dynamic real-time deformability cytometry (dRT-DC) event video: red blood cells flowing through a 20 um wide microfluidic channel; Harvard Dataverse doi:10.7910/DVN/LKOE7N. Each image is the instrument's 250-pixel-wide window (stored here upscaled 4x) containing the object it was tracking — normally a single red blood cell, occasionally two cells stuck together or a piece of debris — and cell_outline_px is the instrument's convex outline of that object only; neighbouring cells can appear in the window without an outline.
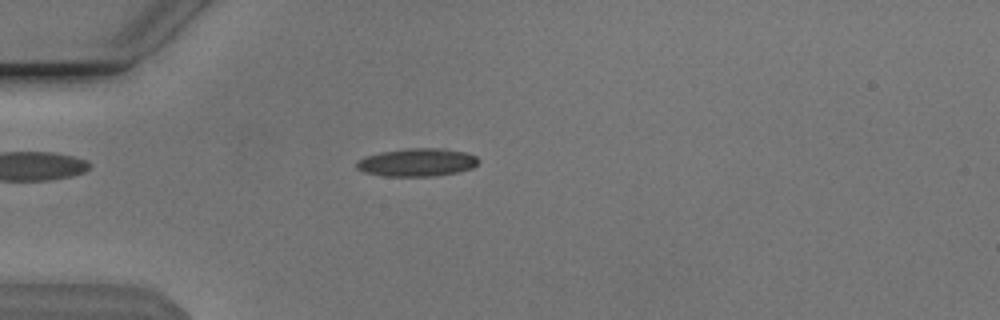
{"species": "Egyptian fruit bat (a non-hibernating species)", "species_latin": "Rousettus aegyptiacus", "temperature_condition": "cold", "stored_images_in_passage": 39, "camera_frame_rate_fps": 3000, "um_per_image_px": 0.085, "animal": {"sex": "male"}, "frame": {"image": 1, "passage_image": 1, "time_ms": 0.0, "image_size_px": [1000, 320], "cell_outline_px": [[480, 160], [472, 168], [456, 172], [432, 176], [384, 176], [364, 172], [356, 168], [356, 160], [364, 156], [380, 152], [408, 148], [444, 148], [464, 152], [476, 156]], "centroid_in_image_um": [35.41, 13.79], "position_along_channel_um": 49.6, "area_um2": 19.94}}
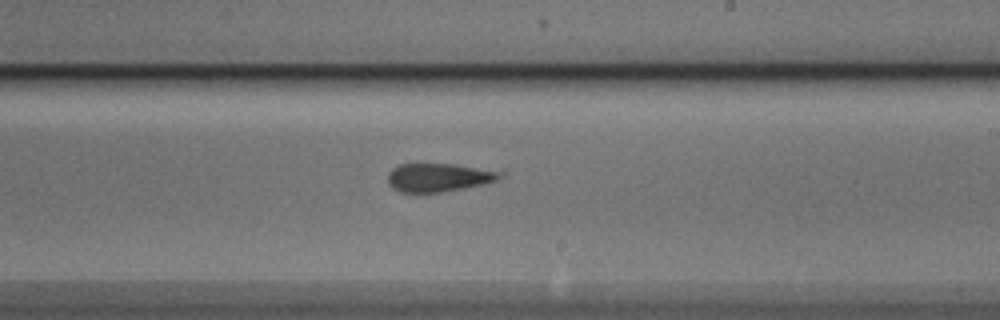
{"frame": {"image": 2, "passage_image": 18, "time_ms": 5.667, "image_size_px": [1000, 320], "cell_outline_px": [[504, 176], [496, 180], [484, 184], [464, 188], [440, 192], [400, 192], [392, 188], [388, 184], [388, 172], [392, 168], [400, 164], [452, 164], [504, 172]], "centroid_in_image_um": [37.26, 15.08], "position_along_channel_um": 251.7, "area_um2": 18.5}}
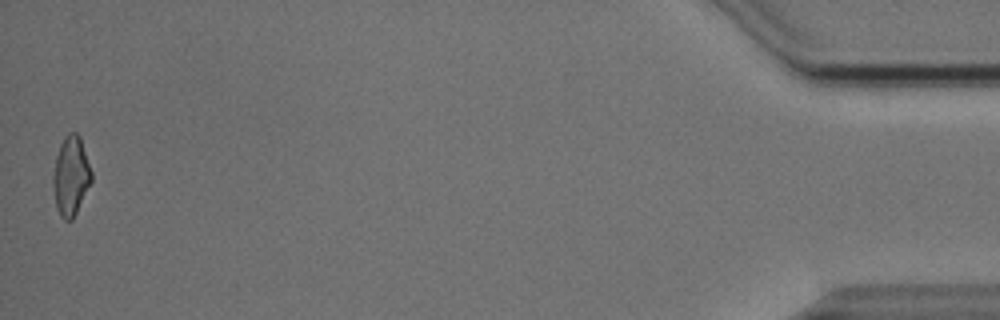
{"frame": {"image": 3, "passage_image": 39, "time_ms": 12.667, "image_size_px": [1000, 320], "cell_outline_px": [[92, 180], [72, 220], [64, 220], [60, 216], [56, 208], [52, 184], [52, 176], [56, 156], [60, 144], [64, 136], [68, 132], [76, 132], [80, 136], [92, 172]], "centroid_in_image_um": [6.01, 14.93], "position_along_channel_um": 429.2, "area_um2": 17.8}, "authors_computed_cell_mechanics": {"area_um2": 18.9006, "velocity_mm_per_s": 3.8406, "shape_relaxation_time_tau1_ms": 2.2561, "shape_relaxation_time_tau2_ms": 4.8776, "deformation_change_tau1": 0.0756, "deformation_change_tau2": 0.1765}}